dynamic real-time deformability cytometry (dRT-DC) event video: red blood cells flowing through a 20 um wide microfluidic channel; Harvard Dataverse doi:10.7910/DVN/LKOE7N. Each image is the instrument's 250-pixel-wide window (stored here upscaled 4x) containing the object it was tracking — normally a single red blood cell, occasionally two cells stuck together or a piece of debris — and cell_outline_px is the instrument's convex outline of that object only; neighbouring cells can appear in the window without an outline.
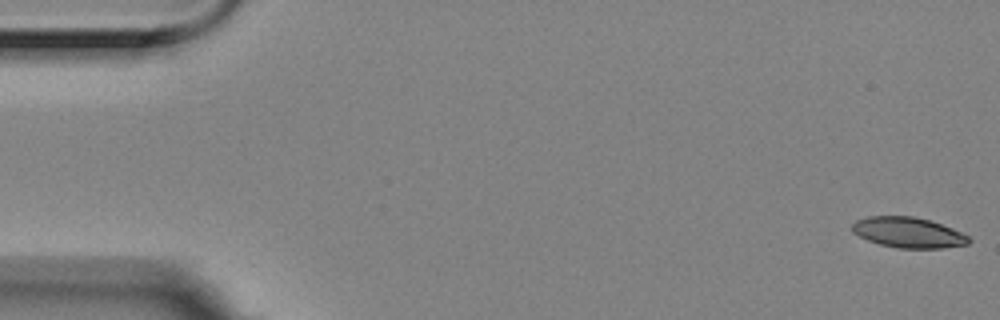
{"species": "Egyptian fruit bat (a non-hibernating species)", "species_latin": "Rousettus aegyptiacus", "temperature_condition": "room temperature", "stored_images_in_passage": 58, "camera_frame_rate_fps": 3000, "um_per_image_px": 0.085, "animal": {"sex": "female"}, "frame": {"image": 1, "passage_image": 1, "time_ms": 0.0, "image_size_px": [1000, 320], "cell_outline_px": [[972, 240], [968, 244], [944, 248], [896, 248], [880, 244], [868, 240], [852, 232], [852, 224], [856, 220], [868, 216], [912, 216], [928, 220], [952, 228], [968, 236]], "centroid_in_image_um": [77.19, 19.77], "position_along_channel_um": 7.8, "area_um2": 20.63}}
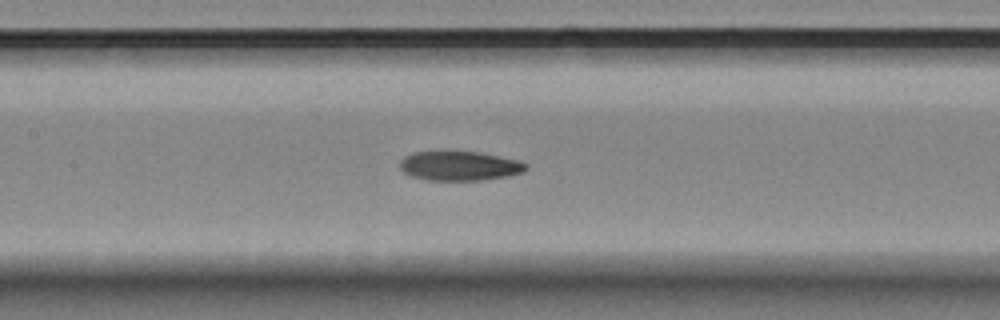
{"frame": {"image": 2, "passage_image": 26, "time_ms": 8.333, "image_size_px": [1000, 320], "cell_outline_px": [[528, 168], [524, 172], [508, 176], [480, 180], [428, 180], [412, 176], [404, 172], [400, 168], [400, 160], [404, 156], [416, 152], [448, 148], [476, 152], [520, 160], [528, 164]], "centroid_in_image_um": [39.05, 14.06], "position_along_channel_um": 168.3, "area_um2": 22.31}}
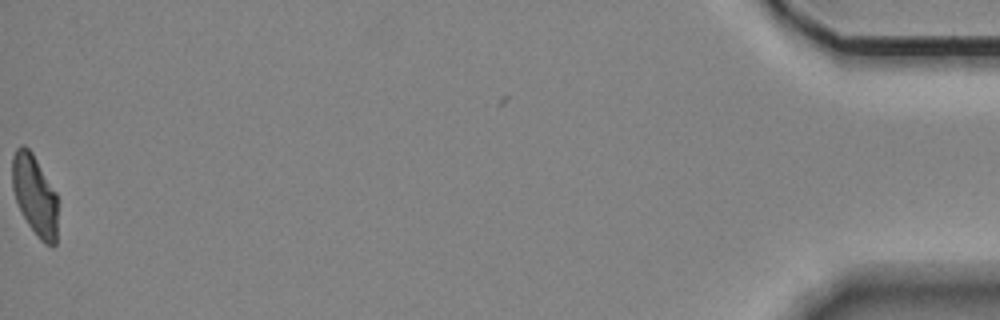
{"frame": {"image": 3, "passage_image": 57, "time_ms": 18.667, "image_size_px": [1000, 320], "cell_outline_px": [[56, 244], [52, 248], [44, 244], [36, 236], [28, 224], [16, 200], [12, 188], [12, 156], [16, 148], [20, 144], [24, 144], [32, 152], [56, 192]], "centroid_in_image_um": [2.94, 16.58], "position_along_channel_um": 432.3, "area_um2": 21.33}, "authors_computed_cell_mechanics": {"area_um2": 22.1085, "velocity_mm_per_s": 3.5064, "shape_relaxation_time_tau1_ms": 10.4601, "shape_relaxation_time_tau2_ms": 8.9362, "deformation_change_tau1": 0.2432, "deformation_change_tau2": 0.1456}}